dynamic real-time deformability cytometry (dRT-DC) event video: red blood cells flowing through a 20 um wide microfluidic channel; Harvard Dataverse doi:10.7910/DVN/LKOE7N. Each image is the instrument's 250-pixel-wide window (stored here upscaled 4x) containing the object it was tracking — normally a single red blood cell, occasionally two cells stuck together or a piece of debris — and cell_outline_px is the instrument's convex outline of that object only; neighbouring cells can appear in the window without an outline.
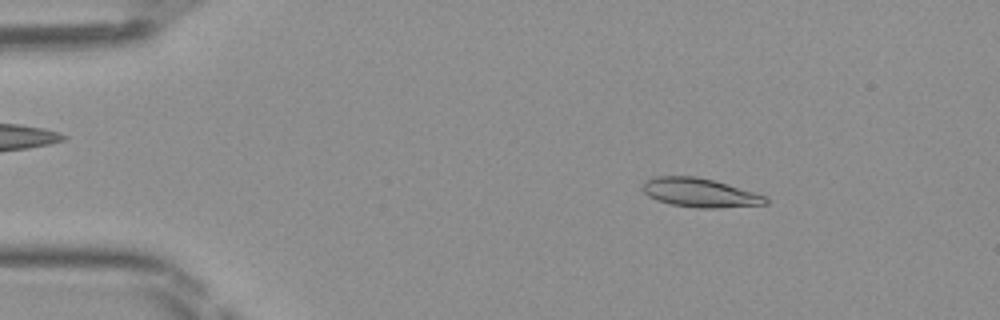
{"species": "Egyptian fruit bat (a non-hibernating species)", "species_latin": "Rousettus aegyptiacus", "temperature_condition": "room temperature", "stored_images_in_passage": 47, "camera_frame_rate_fps": 3000, "um_per_image_px": 0.085, "frame": {"image": 1, "passage_image": 7, "time_ms": 2.0, "image_size_px": [1000, 320], "cell_outline_px": [[768, 204], [720, 208], [696, 208], [672, 204], [656, 200], [648, 196], [644, 192], [644, 180], [656, 176], [696, 176], [712, 180], [756, 192], [768, 196]], "centroid_in_image_um": [59.53, 16.38], "position_along_channel_um": 25.5, "area_um2": 20.81}}
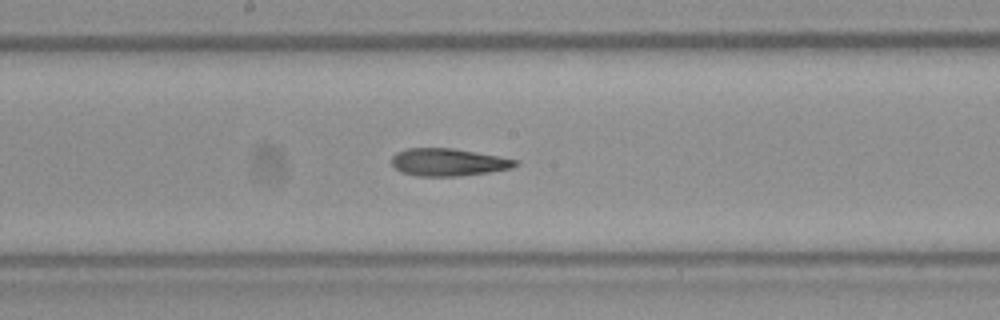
{"frame": {"image": 2, "passage_image": 25, "time_ms": 8.0, "image_size_px": [1000, 320], "cell_outline_px": [[520, 164], [512, 168], [488, 172], [460, 176], [416, 176], [400, 172], [392, 164], [392, 156], [396, 152], [404, 148], [452, 148], [476, 152], [520, 160]], "centroid_in_image_um": [38.1, 13.78], "position_along_channel_um": 210.1, "area_um2": 20.0}}
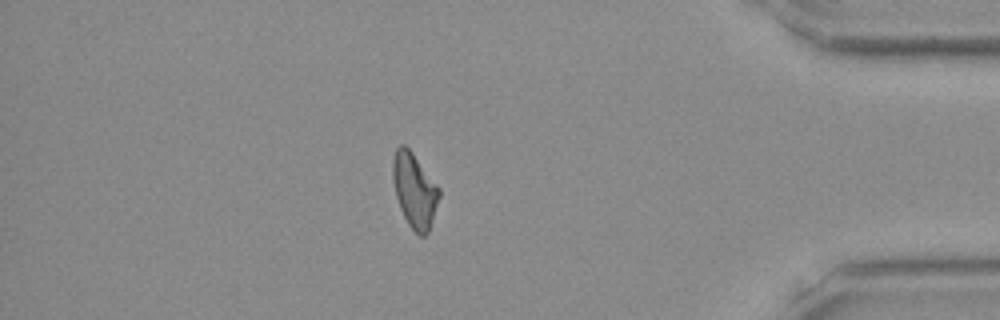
{"frame": {"image": 3, "passage_image": 41, "time_ms": 13.333, "image_size_px": [1000, 320], "cell_outline_px": [[440, 196], [428, 232], [424, 236], [420, 236], [408, 224], [400, 208], [396, 196], [392, 180], [392, 160], [396, 148], [400, 144], [404, 144], [412, 152], [440, 188]], "centroid_in_image_um": [35.22, 16.15], "position_along_channel_um": 400.0, "area_um2": 20.06}}